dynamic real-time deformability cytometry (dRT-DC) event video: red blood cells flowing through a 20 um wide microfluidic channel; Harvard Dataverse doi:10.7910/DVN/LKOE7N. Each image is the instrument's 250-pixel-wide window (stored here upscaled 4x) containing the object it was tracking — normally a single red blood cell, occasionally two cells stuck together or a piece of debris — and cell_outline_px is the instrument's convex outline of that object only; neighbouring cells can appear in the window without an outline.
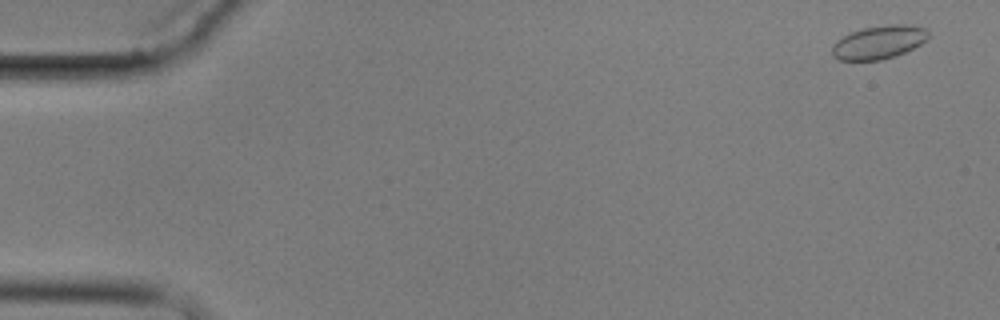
{"species": "common noctule bat (a hibernating species)", "species_latin": "Nyctalus noctula", "temperature_condition": "cold", "stored_images_in_passage": 6, "camera_frame_rate_fps": 3000, "um_per_image_px": 0.085, "animal": {"sex": "male", "body_mass_g": 17.9}, "frame": {"image": 1, "passage_image": 1, "time_ms": 0.0, "image_size_px": [1000, 320], "cell_outline_px": [[928, 40], [896, 56], [880, 60], [840, 60], [832, 56], [832, 44], [836, 40], [852, 32], [864, 28], [892, 24], [912, 24], [924, 28], [928, 32]], "centroid_in_image_um": [74.7, 3.59], "position_along_channel_um": 10.3, "area_um2": 18.67}}
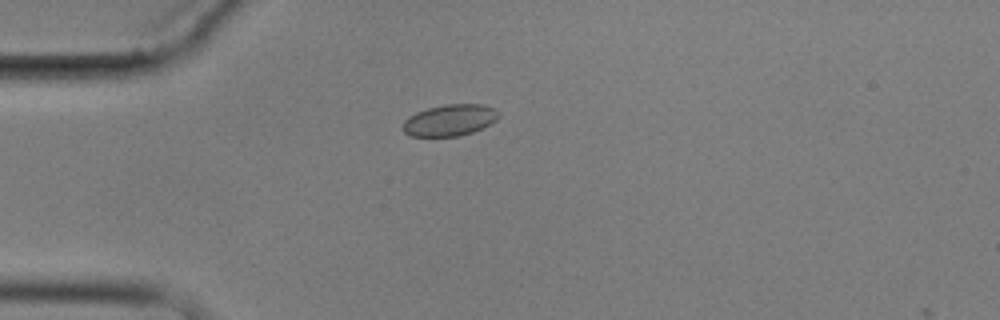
{"frame": {"image": 2, "passage_image": 5, "time_ms": 4.333, "image_size_px": [1000, 320], "cell_outline_px": [[500, 112], [496, 120], [484, 128], [460, 136], [412, 136], [404, 132], [400, 128], [404, 120], [408, 116], [416, 112], [428, 108], [444, 104], [480, 104], [496, 108]], "centroid_in_image_um": [38.22, 10.21], "position_along_channel_um": 46.8, "area_um2": 17.8}}